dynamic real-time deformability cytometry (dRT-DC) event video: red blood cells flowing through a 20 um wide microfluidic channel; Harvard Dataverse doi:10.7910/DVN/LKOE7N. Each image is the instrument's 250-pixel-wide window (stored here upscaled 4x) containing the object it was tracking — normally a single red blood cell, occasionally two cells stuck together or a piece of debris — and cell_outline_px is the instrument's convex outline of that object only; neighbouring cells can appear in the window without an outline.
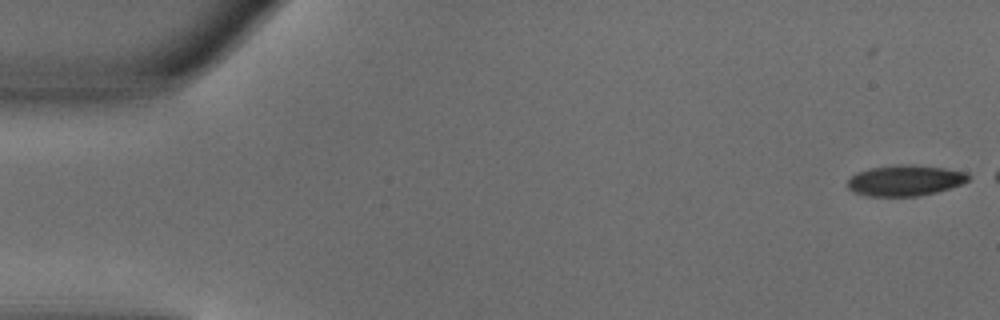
{"species": "common noctule bat (a hibernating species)", "species_latin": "Nyctalus noctula", "temperature_condition": "warm", "stored_images_in_passage": 3, "camera_frame_rate_fps": 3000, "um_per_image_px": 0.085, "animal": {"sex": "male", "body_mass_g": 18.8}, "frame": {"image": 1, "passage_image": 3, "time_ms": 0.667, "image_size_px": [1000, 320], "cell_outline_px": [[968, 180], [960, 184], [936, 192], [916, 196], [868, 196], [852, 192], [848, 188], [848, 180], [856, 172], [868, 168], [896, 164], [912, 164], [944, 168], [968, 172]], "centroid_in_image_um": [76.89, 15.32], "position_along_channel_um": 8.1, "area_um2": 21.73}}